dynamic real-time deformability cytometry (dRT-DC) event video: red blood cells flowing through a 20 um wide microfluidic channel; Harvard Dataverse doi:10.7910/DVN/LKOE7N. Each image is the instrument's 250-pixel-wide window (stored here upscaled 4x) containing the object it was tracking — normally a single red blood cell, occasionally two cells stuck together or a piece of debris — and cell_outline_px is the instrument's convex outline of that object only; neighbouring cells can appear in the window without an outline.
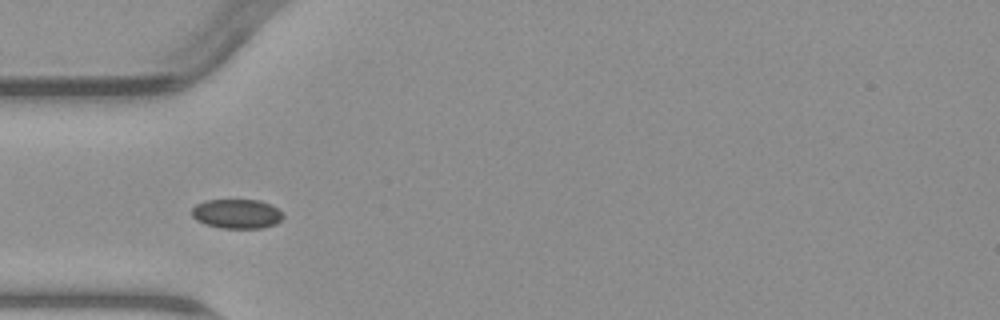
{"species": "common noctule bat (a hibernating species)", "species_latin": "Nyctalus noctula", "temperature_condition": "warm", "stored_images_in_passage": 5, "camera_frame_rate_fps": 3000, "um_per_image_px": 0.085, "animal": {"sex": "male", "body_mass_g": 23.1, "forearm_length_mm": 52.7}, "frame": {"image": 1, "passage_image": 4, "time_ms": 3.667, "image_size_px": [1000, 320], "cell_outline_px": [[284, 216], [276, 224], [264, 228], [220, 228], [204, 224], [196, 220], [192, 216], [192, 208], [196, 204], [204, 200], [260, 200], [272, 204], [284, 212]], "centroid_in_image_um": [20.15, 18.17], "position_along_channel_um": 64.8, "area_um2": 15.95}}
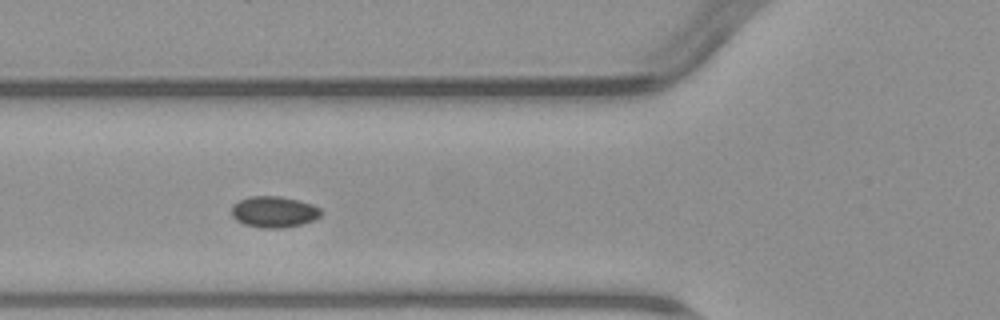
{"frame": {"image": 2, "passage_image": 5, "time_ms": 4.667, "image_size_px": [1000, 320], "cell_outline_px": [[320, 216], [304, 224], [284, 228], [260, 228], [244, 224], [236, 220], [232, 216], [232, 204], [248, 196], [280, 196], [312, 204], [320, 208]], "centroid_in_image_um": [23.26, 18.01], "position_along_channel_um": 102.5, "area_um2": 16.3}}